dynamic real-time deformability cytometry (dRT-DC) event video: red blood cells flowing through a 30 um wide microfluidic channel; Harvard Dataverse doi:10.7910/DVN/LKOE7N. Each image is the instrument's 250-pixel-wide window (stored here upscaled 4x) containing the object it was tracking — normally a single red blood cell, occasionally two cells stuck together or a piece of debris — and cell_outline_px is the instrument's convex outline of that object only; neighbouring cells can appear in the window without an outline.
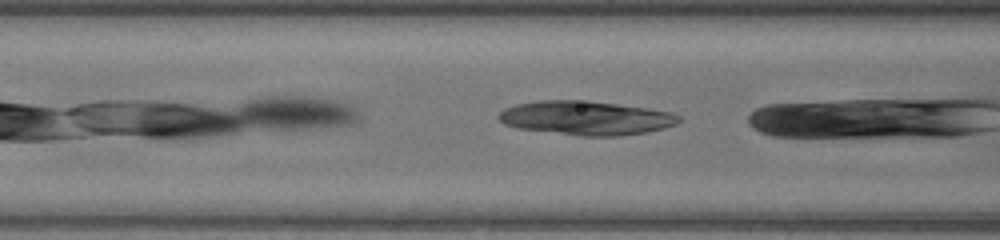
{"species": "common noctule bat (a hibernating species)", "species_latin": "Nyctalus noctula", "temperature_condition": "warm", "stored_images_in_passage": 5, "camera_frame_rate_fps": 3000, "um_per_image_px": 0.085, "animal": {"sex": "female", "body_mass_g": 17.0, "forearm_length_mm": 48.0}, "frame": {"image": 1, "passage_image": 4, "time_ms": 1.0, "image_size_px": [1000, 240], "cell_outline_px": [[680, 120], [676, 124], [664, 128], [644, 132], [620, 136], [580, 136], [520, 128], [504, 124], [496, 116], [504, 108], [516, 104], [536, 100], [588, 100], [648, 108], [672, 112], [680, 116]], "centroid_in_image_um": [49.8, 10.01], "position_along_channel_um": 116.8, "area_um2": 35.78}}